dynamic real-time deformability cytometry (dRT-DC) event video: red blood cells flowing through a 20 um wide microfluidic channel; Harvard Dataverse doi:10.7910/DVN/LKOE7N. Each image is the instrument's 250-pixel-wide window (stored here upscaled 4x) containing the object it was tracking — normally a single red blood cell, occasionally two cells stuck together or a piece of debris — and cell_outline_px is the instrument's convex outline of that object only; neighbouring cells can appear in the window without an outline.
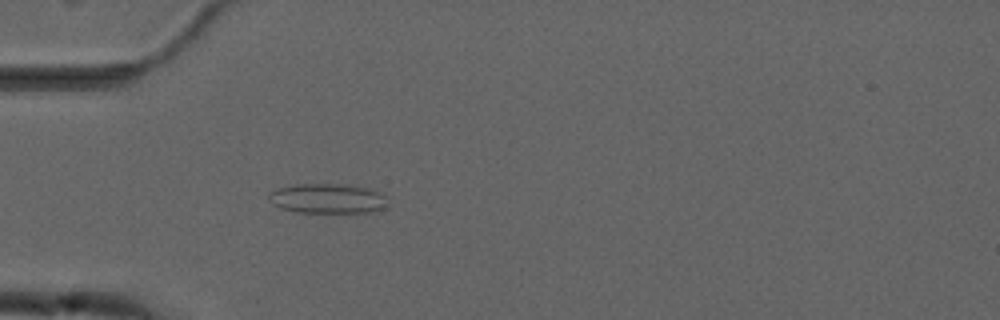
{"species": "common noctule bat (a hibernating species)", "species_latin": "Nyctalus noctula", "temperature_condition": "cold", "stored_images_in_passage": 4, "camera_frame_rate_fps": 3000, "um_per_image_px": 0.085, "animal": {"sex": "male", "forearm_length_mm": 52.5}, "frame": {"image": 1, "passage_image": 4, "time_ms": 4.0, "image_size_px": [1000, 320], "cell_outline_px": [[384, 208], [372, 212], [296, 212], [280, 208], [272, 204], [268, 196], [268, 192], [280, 188], [296, 184], [344, 184], [368, 188], [384, 196]], "centroid_in_image_um": [27.77, 16.87], "position_along_channel_um": 57.2, "area_um2": 20.35}}